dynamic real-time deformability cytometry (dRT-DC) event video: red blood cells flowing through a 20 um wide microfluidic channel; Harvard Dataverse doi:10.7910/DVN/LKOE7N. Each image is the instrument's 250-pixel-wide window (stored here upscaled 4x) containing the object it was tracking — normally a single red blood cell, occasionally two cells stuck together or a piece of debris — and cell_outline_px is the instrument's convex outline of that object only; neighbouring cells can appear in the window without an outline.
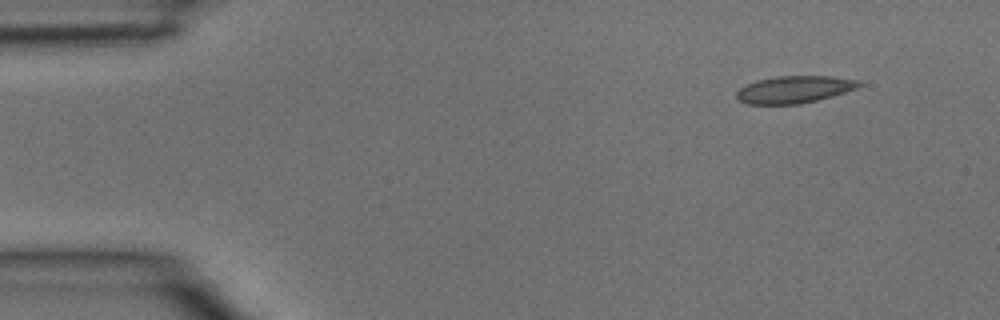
{"species": "common noctule bat (a hibernating species)", "species_latin": "Nyctalus noctula", "temperature_condition": "room temperature", "stored_images_in_passage": 35, "camera_frame_rate_fps": 3000, "um_per_image_px": 0.085, "animal": {"sex": "male", "body_mass_g": 15.6}, "frame": {"image": 1, "passage_image": 1, "time_ms": 0.0, "image_size_px": [1000, 320], "cell_outline_px": [[864, 84], [856, 88], [832, 96], [800, 104], [748, 104], [736, 100], [736, 92], [740, 88], [748, 84], [760, 80], [776, 76], [832, 76], [860, 80]], "centroid_in_image_um": [67.53, 7.6], "position_along_channel_um": 17.5, "area_um2": 19.36}}
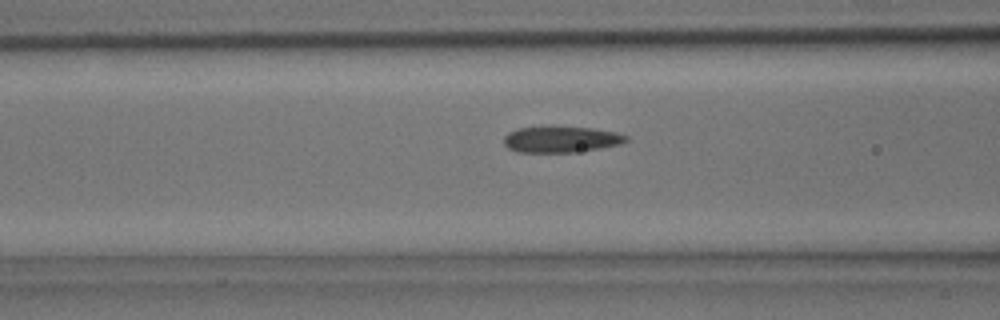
{"frame": {"image": 2, "passage_image": 12, "time_ms": 3.667, "image_size_px": [1000, 320], "cell_outline_px": [[628, 140], [620, 144], [600, 148], [576, 152], [516, 152], [508, 148], [504, 144], [504, 136], [508, 132], [520, 128], [592, 128], [616, 132], [628, 136]], "centroid_in_image_um": [47.69, 11.87], "position_along_channel_um": 118.9, "area_um2": 18.21}}
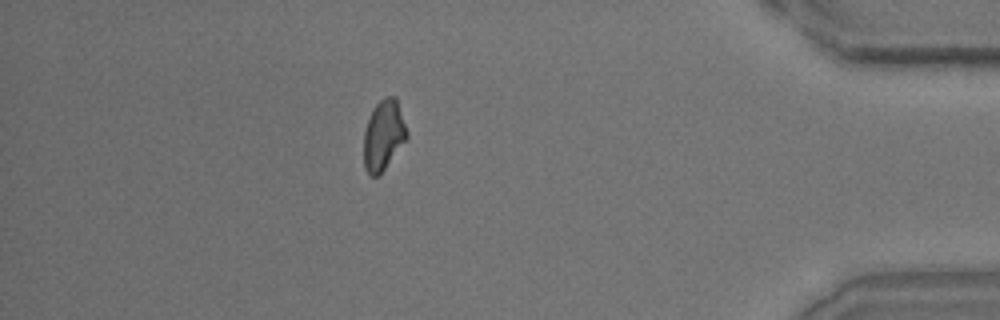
{"frame": {"image": 3, "passage_image": 31, "time_ms": 10.0, "image_size_px": [1000, 320], "cell_outline_px": [[408, 136], [380, 176], [372, 176], [364, 168], [364, 132], [368, 120], [376, 104], [384, 96], [396, 96], [408, 132]], "centroid_in_image_um": [32.61, 11.49], "position_along_channel_um": 402.6, "area_um2": 17.57}}